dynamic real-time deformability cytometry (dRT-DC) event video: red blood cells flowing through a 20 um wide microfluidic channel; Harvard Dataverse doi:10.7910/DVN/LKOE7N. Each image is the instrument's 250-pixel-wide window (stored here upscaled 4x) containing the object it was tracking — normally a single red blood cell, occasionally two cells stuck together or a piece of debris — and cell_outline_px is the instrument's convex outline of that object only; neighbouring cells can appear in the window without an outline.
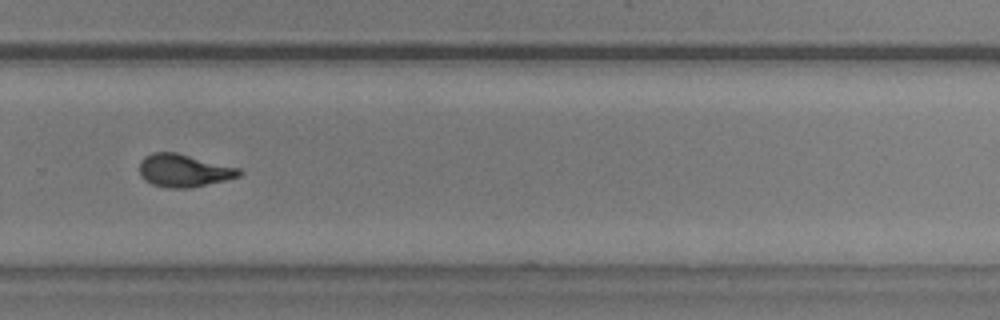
{"species": "common noctule bat (a hibernating species)", "species_latin": "Nyctalus noctula", "temperature_condition": "warm", "stored_images_in_passage": 40, "camera_frame_rate_fps": 3000, "um_per_image_px": 0.085, "animal": {"sex": "male", "body_mass_g": 20.5, "forearm_length_mm": 52.5}, "frame": {"image": 1, "passage_image": 23, "time_ms": 7.333, "image_size_px": [1000, 320], "cell_outline_px": [[244, 172], [240, 176], [224, 180], [188, 188], [168, 188], [152, 184], [144, 180], [140, 176], [140, 160], [144, 156], [152, 152], [176, 152], [240, 168]], "centroid_in_image_um": [15.6, 14.49], "position_along_channel_um": 314.2, "area_um2": 19.07}}
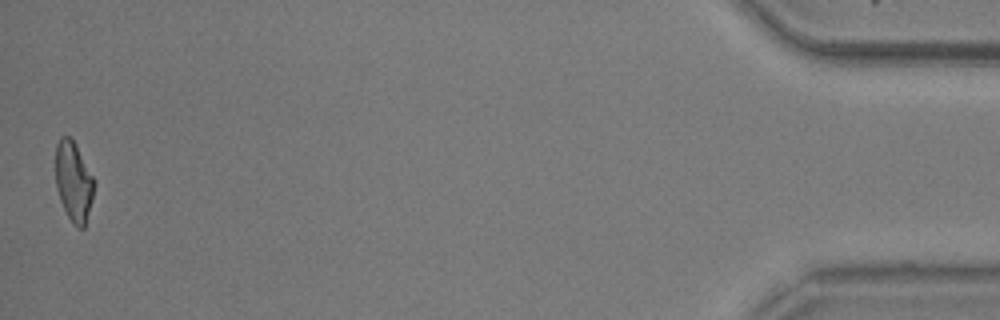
{"frame": {"image": 2, "passage_image": 40, "time_ms": 13.0, "image_size_px": [1000, 320], "cell_outline_px": [[96, 184], [92, 200], [84, 228], [76, 228], [72, 224], [60, 200], [56, 188], [56, 144], [60, 136], [68, 136], [76, 144], [96, 180]], "centroid_in_image_um": [6.28, 15.43], "position_along_channel_um": 428.9, "area_um2": 18.21}, "authors_computed_cell_mechanics": {"area_um2": 19.1896, "velocity_mm_per_s": 3.6195, "shape_relaxation_time_tau1_ms": 4.7247, "shape_relaxation_time_tau2_ms": 1.4353, "deformation_change_tau1": 0.1858, "deformation_change_tau2": 0.0726}}